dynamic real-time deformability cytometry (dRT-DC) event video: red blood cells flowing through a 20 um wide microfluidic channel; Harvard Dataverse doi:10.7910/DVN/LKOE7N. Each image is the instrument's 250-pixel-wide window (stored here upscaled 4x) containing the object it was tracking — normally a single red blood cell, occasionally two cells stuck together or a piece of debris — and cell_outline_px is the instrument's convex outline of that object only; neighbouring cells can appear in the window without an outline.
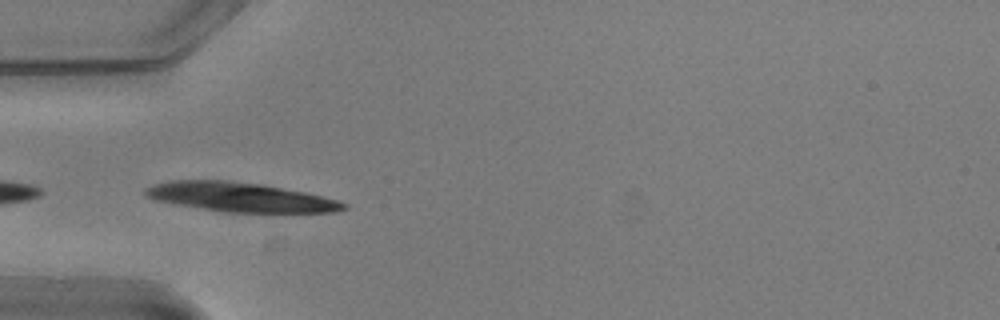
{"species": "common noctule bat (a hibernating species)", "species_latin": "Nyctalus noctula", "temperature_condition": "warm", "stored_images_in_passage": 19, "camera_frame_rate_fps": 3000, "um_per_image_px": 0.085, "animal": {"sex": "male", "body_mass_g": 20.5, "forearm_length_mm": 52.5}, "frame": {"image": 1, "passage_image": 17, "time_ms": 5.333, "image_size_px": [1000, 320], "cell_outline_px": [[348, 208], [336, 212], [220, 212], [176, 204], [156, 200], [144, 196], [144, 188], [152, 184], [168, 180], [228, 180], [264, 184], [304, 192], [340, 200], [348, 204]], "centroid_in_image_um": [20.4, 16.75], "position_along_channel_um": 64.6, "area_um2": 34.22}}